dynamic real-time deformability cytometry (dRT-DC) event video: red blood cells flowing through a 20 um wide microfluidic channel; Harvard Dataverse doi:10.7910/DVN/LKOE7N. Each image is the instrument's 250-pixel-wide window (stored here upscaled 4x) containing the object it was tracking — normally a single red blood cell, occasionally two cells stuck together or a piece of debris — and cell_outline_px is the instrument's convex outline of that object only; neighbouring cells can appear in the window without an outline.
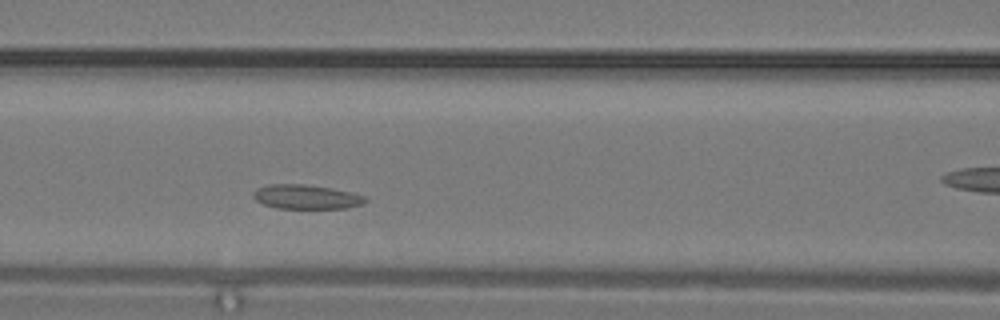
{"species": "common noctule bat (a hibernating species)", "species_latin": "Nyctalus noctula", "temperature_condition": "warm", "stored_images_in_passage": 7, "segment_of_instrument_passage": [1, 2], "camera_frame_rate_fps": 3000, "um_per_image_px": 0.085, "animal": {"sex": "male", "body_mass_g": 19.2, "forearm_length_mm": 51.8}, "frame": {"image": 1, "passage_image": 6, "time_ms": 1.667, "image_size_px": [1000, 320], "cell_outline_px": [[368, 200], [364, 204], [344, 208], [276, 208], [264, 204], [256, 200], [252, 196], [252, 192], [256, 188], [268, 184], [304, 184], [332, 188], [364, 196]], "centroid_in_image_um": [25.99, 16.73], "position_along_channel_um": 140.6, "area_um2": 15.84}}